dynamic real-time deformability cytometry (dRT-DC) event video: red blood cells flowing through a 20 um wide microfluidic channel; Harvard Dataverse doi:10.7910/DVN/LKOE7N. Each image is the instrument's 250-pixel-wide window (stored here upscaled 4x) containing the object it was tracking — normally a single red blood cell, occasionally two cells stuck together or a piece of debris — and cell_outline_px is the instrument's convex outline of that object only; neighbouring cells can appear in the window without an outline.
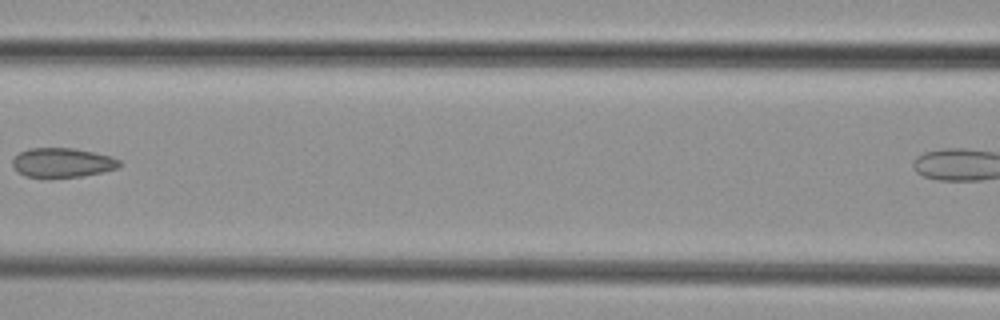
{"species": "common noctule bat (a hibernating species)", "species_latin": "Nyctalus noctula", "temperature_condition": "cold", "stored_images_in_passage": 9, "segment_of_instrument_passage": [1, 2], "camera_frame_rate_fps": 3000, "um_per_image_px": 0.085, "animal": {"sex": "female", "body_mass_g": 29.2, "forearm_length_mm": 56.3}, "frame": {"image": 1, "passage_image": 7, "time_ms": 7.0, "image_size_px": [1000, 320], "cell_outline_px": [[120, 164], [116, 168], [104, 172], [84, 176], [48, 180], [24, 176], [12, 164], [12, 160], [20, 152], [28, 148], [72, 148], [96, 152], [112, 156], [120, 160]], "centroid_in_image_um": [5.3, 13.86], "position_along_channel_um": 161.3, "area_um2": 18.9}}
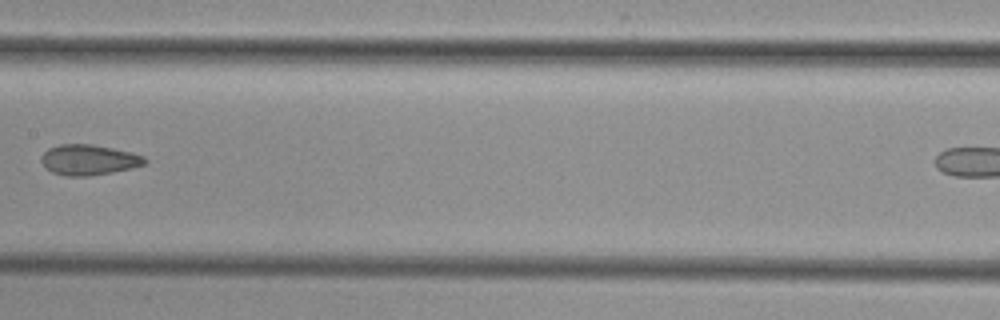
{"frame": {"image": 2, "passage_image": 8, "time_ms": 8.0, "image_size_px": [1000, 320], "cell_outline_px": [[148, 160], [144, 164], [132, 168], [112, 172], [88, 176], [64, 176], [52, 172], [40, 160], [40, 156], [48, 148], [60, 144], [92, 144], [132, 152], [144, 156]], "centroid_in_image_um": [7.54, 13.58], "position_along_channel_um": 199.9, "area_um2": 18.38}}